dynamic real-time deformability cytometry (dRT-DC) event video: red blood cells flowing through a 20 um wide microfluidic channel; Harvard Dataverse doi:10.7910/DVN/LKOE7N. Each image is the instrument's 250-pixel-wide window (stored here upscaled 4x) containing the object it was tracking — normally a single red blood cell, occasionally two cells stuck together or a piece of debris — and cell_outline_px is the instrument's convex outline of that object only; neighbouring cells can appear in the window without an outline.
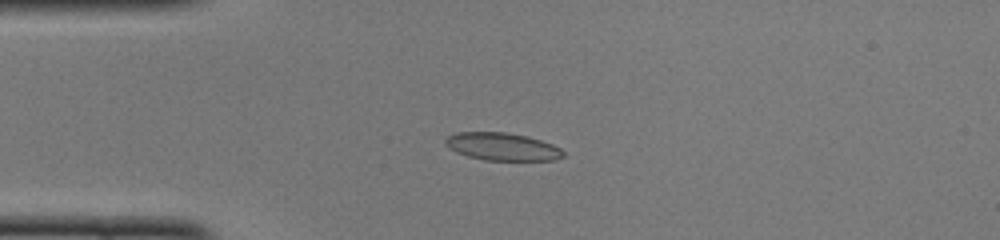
{"species": "common noctule bat (a hibernating species)", "species_latin": "Nyctalus noctula", "temperature_condition": "cold", "stored_images_in_passage": 48, "camera_frame_rate_fps": 3000, "um_per_image_px": 0.085, "animal": {"sex": "female", "body_mass_g": 22.0, "forearm_length_mm": 56.7}, "frame": {"image": 1, "passage_image": 11, "time_ms": 3.333, "image_size_px": [1000, 240], "cell_outline_px": [[564, 156], [556, 160], [484, 160], [468, 156], [456, 152], [448, 148], [444, 144], [444, 140], [448, 136], [456, 132], [504, 132], [528, 136], [552, 144], [560, 148], [564, 152]], "centroid_in_image_um": [42.67, 12.46], "position_along_channel_um": 42.3, "area_um2": 19.07}}
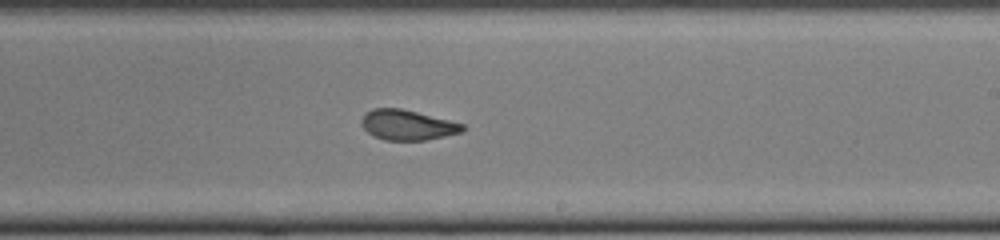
{"frame": {"image": 2, "passage_image": 28, "time_ms": 9.0, "image_size_px": [1000, 240], "cell_outline_px": [[464, 132], [428, 140], [384, 140], [368, 132], [364, 128], [364, 116], [372, 108], [400, 108], [464, 124]], "centroid_in_image_um": [34.69, 10.63], "position_along_channel_um": 254.3, "area_um2": 17.4}}
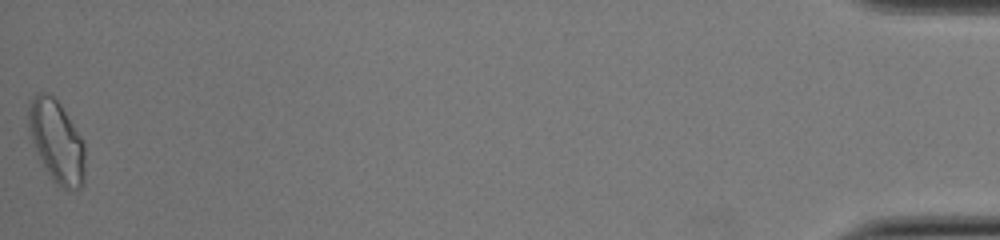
{"frame": {"image": 3, "passage_image": 48, "time_ms": 15.667, "image_size_px": [1000, 240], "cell_outline_px": [[84, 184], [80, 188], [68, 192], [56, 184], [52, 180], [36, 152], [28, 128], [28, 104], [36, 92], [48, 92], [60, 104], [84, 140]], "centroid_in_image_um": [4.81, 12.03], "position_along_channel_um": 430.4, "area_um2": 27.4}, "authors_computed_cell_mechanics": {"area_um2": 19.074, "velocity_mm_per_s": 4.0846, "shape_relaxation_time_tau1_ms": 6.9711, "shape_relaxation_time_tau2_ms": 1.4204, "deformation_change_tau1": 0.1564, "deformation_change_tau2": 0.0652}}